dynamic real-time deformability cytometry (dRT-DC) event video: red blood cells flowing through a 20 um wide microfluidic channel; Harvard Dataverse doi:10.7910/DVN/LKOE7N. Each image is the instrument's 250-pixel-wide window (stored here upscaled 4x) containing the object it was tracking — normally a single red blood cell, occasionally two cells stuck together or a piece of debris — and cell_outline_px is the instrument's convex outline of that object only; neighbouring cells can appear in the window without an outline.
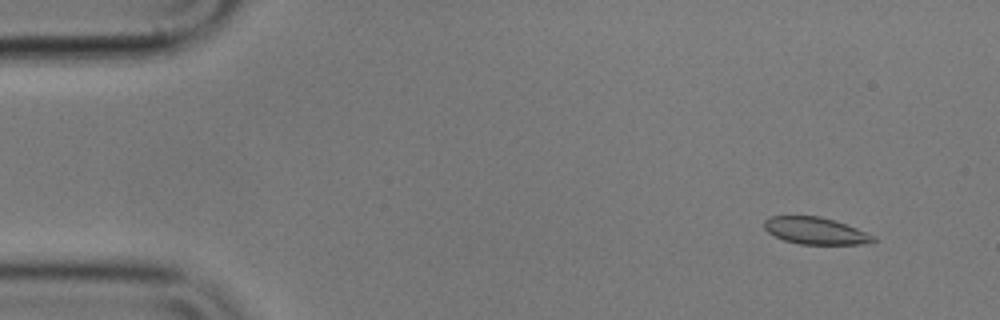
{"species": "common noctule bat (a hibernating species)", "species_latin": "Nyctalus noctula", "temperature_condition": "cold", "stored_images_in_passage": 55, "camera_frame_rate_fps": 3000, "um_per_image_px": 0.085, "animal": {"sex": "male", "body_mass_g": 17.9}, "frame": {"image": 1, "passage_image": 4, "time_ms": 1.0, "image_size_px": [1000, 320], "cell_outline_px": [[876, 240], [860, 244], [800, 244], [784, 240], [768, 232], [764, 228], [764, 220], [772, 216], [820, 216], [836, 220], [876, 236]], "centroid_in_image_um": [69.31, 19.61], "position_along_channel_um": 15.7, "area_um2": 17.05}}
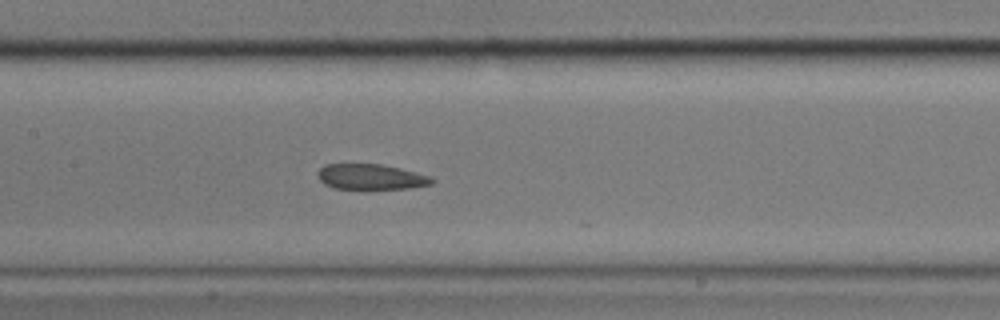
{"frame": {"image": 2, "passage_image": 26, "time_ms": 8.333, "image_size_px": [1000, 320], "cell_outline_px": [[436, 180], [432, 184], [408, 188], [364, 192], [336, 188], [324, 184], [320, 180], [316, 172], [324, 164], [380, 164], [400, 168], [432, 176]], "centroid_in_image_um": [31.53, 15.08], "position_along_channel_um": 175.9, "area_um2": 17.86}}
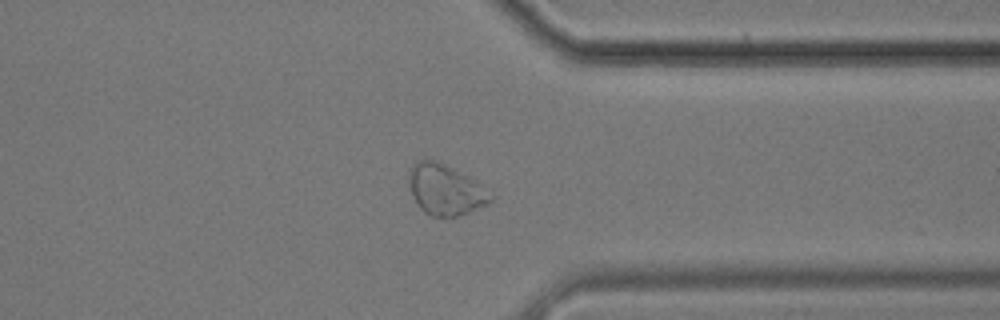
{"frame": {"image": 3, "passage_image": 43, "time_ms": 14.0, "image_size_px": [1000, 320], "cell_outline_px": [[496, 196], [488, 204], [468, 212], [456, 216], [432, 216], [424, 212], [416, 204], [408, 184], [408, 172], [412, 164], [416, 160], [436, 160], [476, 180]], "centroid_in_image_um": [37.85, 16.12], "position_along_channel_um": 373.5, "area_um2": 24.28}, "authors_computed_cell_mechanics": {"area_um2": 18.0336, "velocity_mm_per_s": 3.5463, "shape_relaxation_time_tau1_ms": null, "shape_relaxation_time_tau2_ms": 2.1744, "deformation_change_tau1": null, "deformation_change_tau2": 0.0695}}